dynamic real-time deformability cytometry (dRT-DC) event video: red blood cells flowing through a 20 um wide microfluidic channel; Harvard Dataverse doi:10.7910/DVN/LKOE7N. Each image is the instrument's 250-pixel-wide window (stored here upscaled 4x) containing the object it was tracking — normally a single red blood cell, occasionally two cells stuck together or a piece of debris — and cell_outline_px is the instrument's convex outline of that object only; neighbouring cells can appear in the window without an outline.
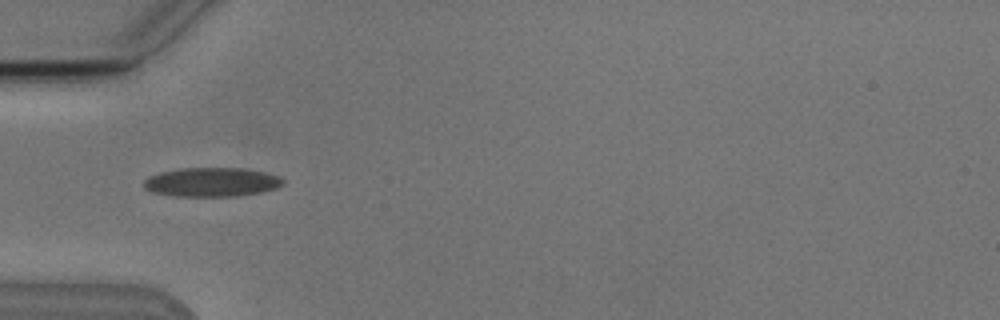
{"species": "Egyptian fruit bat (a non-hibernating species)", "species_latin": "Rousettus aegyptiacus", "temperature_condition": "cold", "stored_images_in_passage": 4, "camera_frame_rate_fps": 3000, "um_per_image_px": 0.085, "animal": {"sex": "male"}, "frame": {"image": 1, "passage_image": 1, "time_ms": 0.0, "image_size_px": [1000, 320], "cell_outline_px": [[284, 184], [276, 188], [260, 192], [236, 196], [172, 196], [152, 192], [144, 188], [144, 180], [148, 176], [160, 172], [180, 168], [244, 168], [264, 172], [280, 176], [284, 180]], "centroid_in_image_um": [17.98, 15.47], "position_along_channel_um": 67.0, "area_um2": 23.7}}
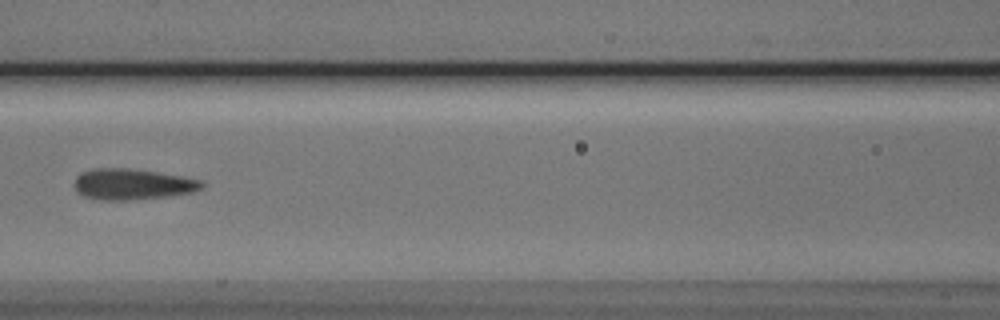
{"frame": {"image": 2, "passage_image": 3, "time_ms": 2.333, "image_size_px": [1000, 320], "cell_outline_px": [[204, 188], [192, 192], [168, 196], [128, 200], [100, 200], [84, 196], [76, 192], [72, 184], [76, 176], [92, 168], [128, 168], [156, 172], [180, 176], [200, 180], [204, 184]], "centroid_in_image_um": [11.2, 15.66], "position_along_channel_um": 155.4, "area_um2": 23.0}}
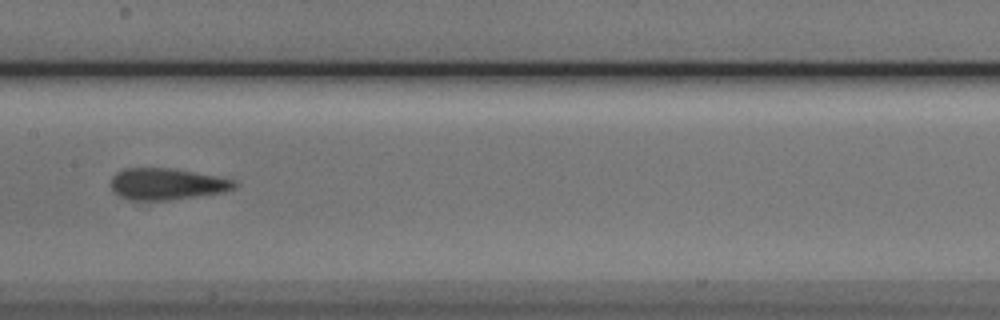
{"frame": {"image": 3, "passage_image": 4, "time_ms": 3.333, "image_size_px": [1000, 320], "cell_outline_px": [[236, 188], [224, 192], [168, 200], [128, 200], [112, 192], [112, 176], [116, 172], [124, 168], [172, 168], [236, 180]], "centroid_in_image_um": [14.15, 15.64], "position_along_channel_um": 193.2, "area_um2": 22.66}}